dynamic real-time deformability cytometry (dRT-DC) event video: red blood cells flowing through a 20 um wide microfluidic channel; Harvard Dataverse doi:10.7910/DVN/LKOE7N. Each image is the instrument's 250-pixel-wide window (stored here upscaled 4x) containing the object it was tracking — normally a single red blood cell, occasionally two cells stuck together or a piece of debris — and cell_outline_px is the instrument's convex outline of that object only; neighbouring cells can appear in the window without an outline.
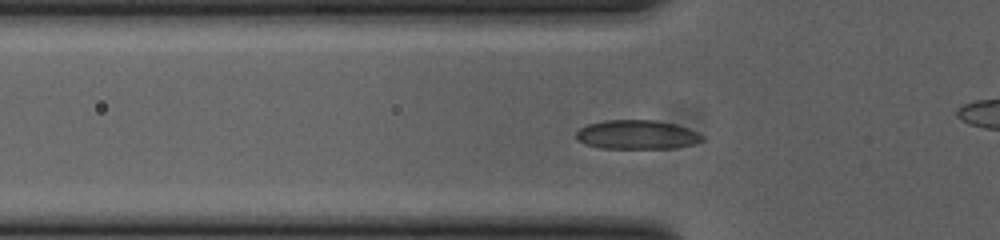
{"species": "common noctule bat (a hibernating species)", "species_latin": "Nyctalus noctula", "temperature_condition": "cold", "stored_images_in_passage": 45, "camera_frame_rate_fps": 3000, "um_per_image_px": 0.085, "animal": {"sex": "female", "body_mass_g": 23.0, "forearm_length_mm": 53.4}, "frame": {"image": 1, "passage_image": 11, "time_ms": 3.333, "image_size_px": [1000, 240], "cell_outline_px": [[704, 140], [692, 144], [672, 148], [600, 148], [576, 140], [576, 132], [580, 128], [588, 124], [604, 120], [656, 120], [676, 124], [688, 128], [704, 136]], "centroid_in_image_um": [54.14, 11.44], "position_along_channel_um": 71.7, "area_um2": 21.33}}
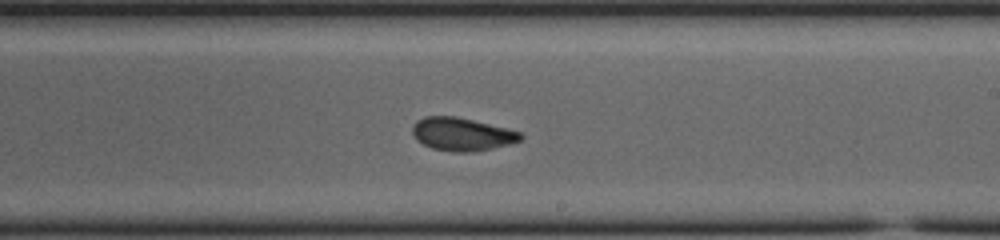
{"frame": {"image": 2, "passage_image": 25, "time_ms": 8.0, "image_size_px": [1000, 240], "cell_outline_px": [[524, 136], [520, 140], [508, 144], [492, 148], [472, 152], [452, 152], [432, 148], [416, 140], [412, 132], [412, 124], [416, 120], [424, 116], [456, 116], [520, 132]], "centroid_in_image_um": [39.2, 11.4], "position_along_channel_um": 249.8, "area_um2": 20.69}}
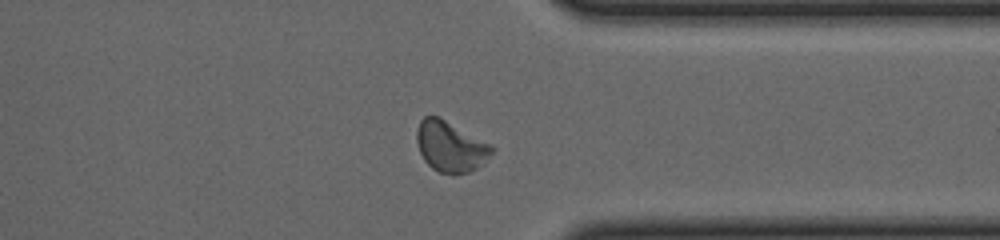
{"frame": {"image": 3, "passage_image": 35, "time_ms": 11.333, "image_size_px": [1000, 240], "cell_outline_px": [[496, 148], [476, 168], [468, 172], [456, 176], [452, 176], [440, 172], [432, 168], [424, 160], [420, 152], [416, 140], [416, 132], [420, 120], [424, 116], [436, 116], [444, 120]], "centroid_in_image_um": [38.24, 12.49], "position_along_channel_um": 373.2, "area_um2": 21.68}}